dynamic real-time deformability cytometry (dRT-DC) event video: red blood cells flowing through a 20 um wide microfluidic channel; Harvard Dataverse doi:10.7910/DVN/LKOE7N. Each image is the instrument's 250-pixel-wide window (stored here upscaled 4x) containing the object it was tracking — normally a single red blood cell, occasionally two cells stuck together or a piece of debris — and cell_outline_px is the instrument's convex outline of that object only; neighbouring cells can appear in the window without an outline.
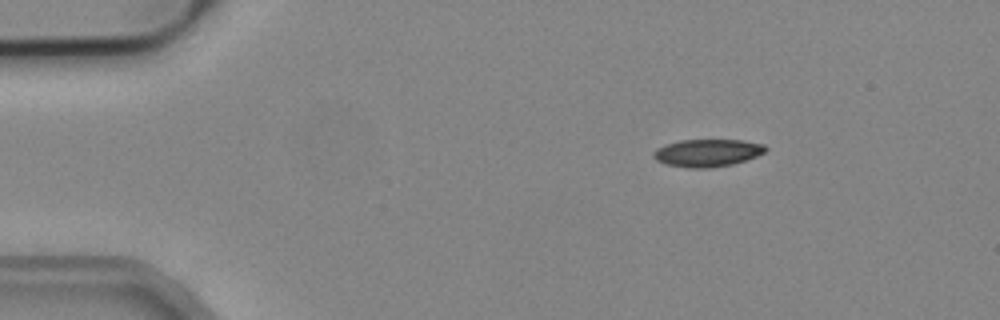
{"species": "common noctule bat (a hibernating species)", "species_latin": "Nyctalus noctula", "temperature_condition": "cold", "stored_images_in_passage": 6, "camera_frame_rate_fps": 3000, "um_per_image_px": 0.085, "animal": {"sex": "male", "body_mass_g": 19.2, "forearm_length_mm": 51.8}, "frame": {"image": 1, "passage_image": 6, "time_ms": 1.667, "image_size_px": [1000, 320], "cell_outline_px": [[768, 148], [764, 152], [756, 156], [732, 164], [708, 168], [688, 168], [664, 164], [656, 160], [652, 156], [652, 152], [656, 148], [680, 140], [744, 140], [764, 144]], "centroid_in_image_um": [60.1, 12.99], "position_along_channel_um": 24.9, "area_um2": 17.98}}